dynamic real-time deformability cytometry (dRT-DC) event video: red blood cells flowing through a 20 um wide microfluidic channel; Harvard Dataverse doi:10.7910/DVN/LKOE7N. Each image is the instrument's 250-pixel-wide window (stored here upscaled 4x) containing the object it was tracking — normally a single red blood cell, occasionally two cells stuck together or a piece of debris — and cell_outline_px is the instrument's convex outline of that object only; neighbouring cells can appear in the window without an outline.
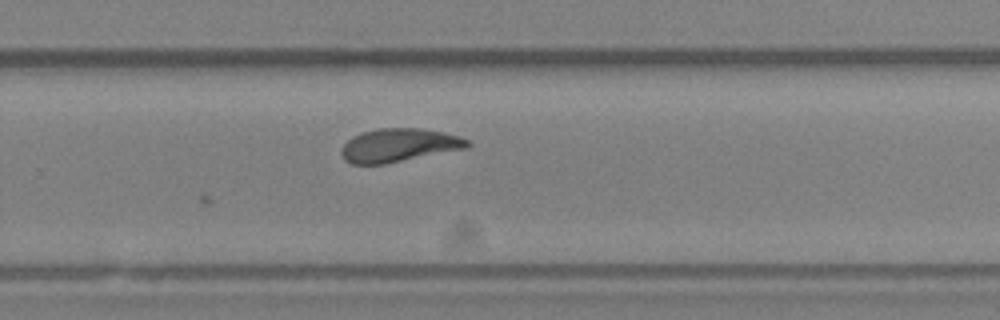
{"species": "Egyptian fruit bat (a non-hibernating species)", "species_latin": "Rousettus aegyptiacus", "temperature_condition": "room temperature", "stored_images_in_passage": 29, "camera_frame_rate_fps": 3000, "um_per_image_px": 0.085, "animal": {"sex": "female"}, "frame": {"image": 1, "passage_image": 29, "time_ms": 9.333, "image_size_px": [1000, 320], "cell_outline_px": [[472, 144], [468, 148], [384, 164], [352, 164], [344, 160], [340, 152], [344, 144], [352, 136], [364, 132], [380, 128], [420, 128], [444, 132], [460, 136], [468, 140]], "centroid_in_image_um": [33.93, 12.34], "position_along_channel_um": 295.9, "area_um2": 24.57}}